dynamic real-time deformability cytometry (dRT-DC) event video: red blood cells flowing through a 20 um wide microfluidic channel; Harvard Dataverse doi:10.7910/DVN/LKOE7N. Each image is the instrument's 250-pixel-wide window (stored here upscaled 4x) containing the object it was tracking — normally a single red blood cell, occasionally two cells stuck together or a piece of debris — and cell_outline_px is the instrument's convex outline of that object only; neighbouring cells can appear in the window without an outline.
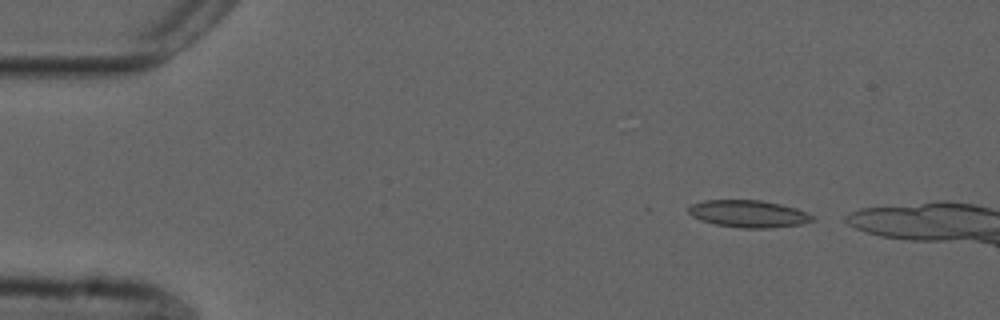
{"species": "common noctule bat (a hibernating species)", "species_latin": "Nyctalus noctula", "temperature_condition": "cold", "stored_images_in_passage": 22, "camera_frame_rate_fps": 3000, "um_per_image_px": 0.085, "animal": {"sex": "male", "forearm_length_mm": 52.5}, "frame": {"image": 1, "passage_image": 3, "time_ms": 0.667, "image_size_px": [1000, 320], "cell_outline_px": [[816, 220], [804, 224], [768, 228], [740, 228], [716, 224], [700, 220], [692, 216], [688, 212], [688, 208], [692, 204], [704, 200], [760, 200], [780, 204], [796, 208], [808, 212], [816, 216]], "centroid_in_image_um": [63.68, 18.17], "position_along_channel_um": 21.3, "area_um2": 19.83}}
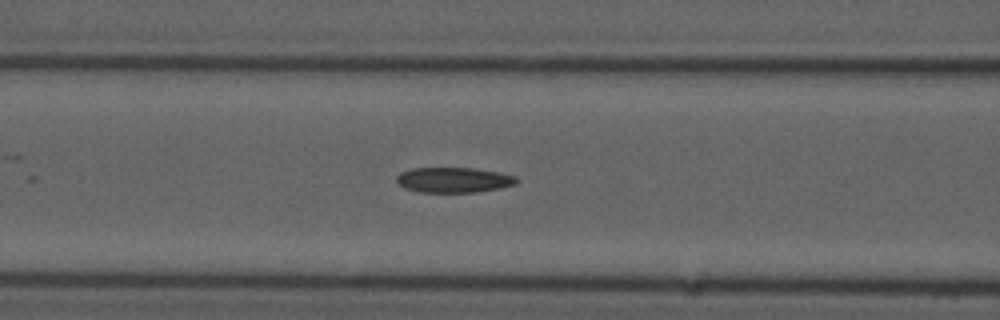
{"frame": {"image": 2, "passage_image": 18, "time_ms": 5.667, "image_size_px": [1000, 320], "cell_outline_px": [[520, 180], [516, 184], [500, 188], [476, 192], [420, 192], [404, 188], [396, 184], [396, 176], [400, 172], [412, 168], [472, 168], [496, 172], [516, 176]], "centroid_in_image_um": [38.53, 15.3], "position_along_channel_um": 128.1, "area_um2": 17.74}}
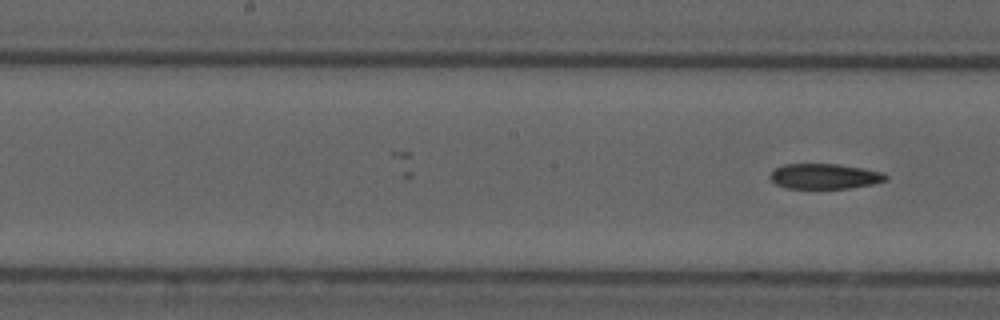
{"frame": {"image": 3, "passage_image": 22, "time_ms": 7.0, "image_size_px": [1000, 320], "cell_outline_px": [[888, 180], [872, 184], [848, 188], [788, 188], [776, 184], [768, 176], [776, 168], [784, 164], [836, 164], [864, 168], [884, 172], [888, 176]], "centroid_in_image_um": [70.12, 14.98], "position_along_channel_um": 178.1, "area_um2": 16.99}}